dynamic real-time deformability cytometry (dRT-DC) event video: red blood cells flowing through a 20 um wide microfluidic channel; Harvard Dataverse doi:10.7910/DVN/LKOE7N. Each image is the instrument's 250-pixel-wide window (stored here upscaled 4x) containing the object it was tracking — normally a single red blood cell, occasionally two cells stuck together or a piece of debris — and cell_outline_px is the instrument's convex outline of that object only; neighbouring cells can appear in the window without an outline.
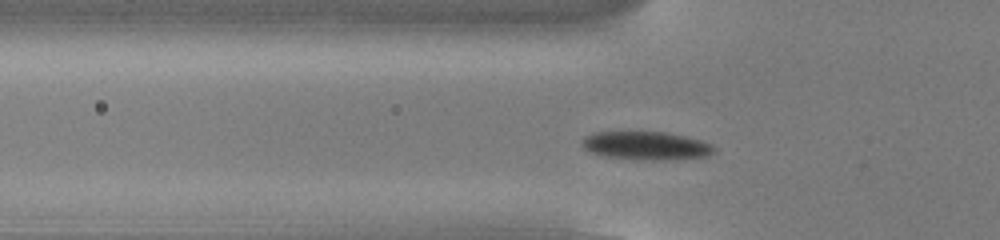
{"species": "common noctule bat (a hibernating species)", "species_latin": "Nyctalus noctula", "temperature_condition": "cold", "stored_images_in_passage": 46, "camera_frame_rate_fps": 3000, "um_per_image_px": 0.085, "animal": {"sex": "male", "body_mass_g": 13.0, "forearm_length_mm": 53.1}, "frame": {"image": 1, "passage_image": 10, "time_ms": 3.0, "image_size_px": [1000, 240], "cell_outline_px": [[716, 148], [708, 156], [664, 160], [636, 160], [604, 156], [588, 152], [580, 144], [580, 140], [584, 136], [592, 132], [664, 132], [684, 136], [700, 140], [712, 144]], "centroid_in_image_um": [54.85, 12.39], "position_along_channel_um": 71.0, "area_um2": 22.02}}
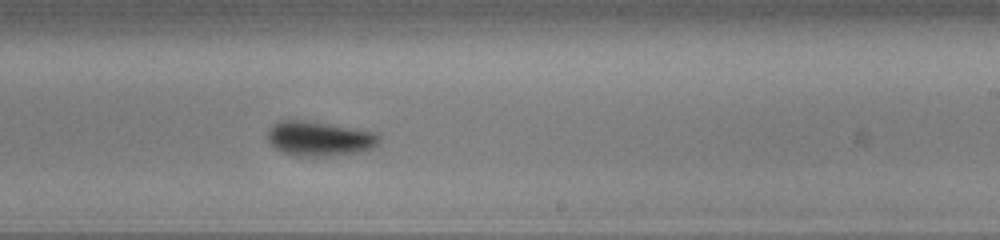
{"frame": {"image": 2, "passage_image": 25, "time_ms": 8.0, "image_size_px": [1000, 240], "cell_outline_px": [[380, 144], [376, 148], [360, 152], [328, 156], [296, 156], [284, 152], [268, 144], [268, 132], [272, 124], [280, 120], [300, 120], [328, 124], [376, 132], [380, 136]], "centroid_in_image_um": [27.18, 11.79], "position_along_channel_um": 261.8, "area_um2": 22.66}}
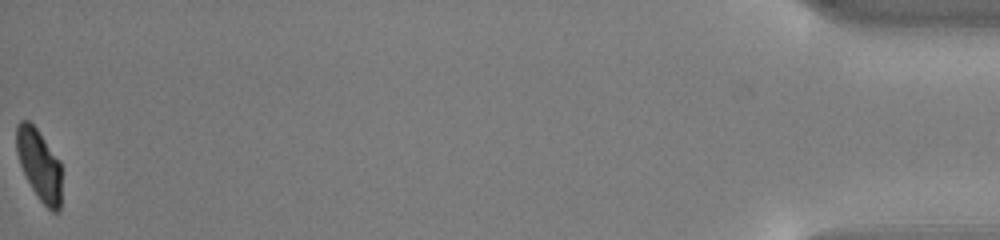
{"frame": {"image": 3, "passage_image": 46, "time_ms": 15.0, "image_size_px": [1000, 240], "cell_outline_px": [[60, 212], [52, 212], [40, 200], [32, 188], [20, 164], [16, 152], [16, 124], [20, 120], [28, 120], [36, 128], [60, 160]], "centroid_in_image_um": [3.32, 13.98], "position_along_channel_um": 431.9, "area_um2": 18.55}, "authors_computed_cell_mechanics": {"area_um2": 21.7039, "velocity_mm_per_s": 3.8343, "shape_relaxation_time_tau1_ms": 2.1475, "shape_relaxation_time_tau2_ms": null, "deformation_change_tau1": 0.1082, "deformation_change_tau2": null}}